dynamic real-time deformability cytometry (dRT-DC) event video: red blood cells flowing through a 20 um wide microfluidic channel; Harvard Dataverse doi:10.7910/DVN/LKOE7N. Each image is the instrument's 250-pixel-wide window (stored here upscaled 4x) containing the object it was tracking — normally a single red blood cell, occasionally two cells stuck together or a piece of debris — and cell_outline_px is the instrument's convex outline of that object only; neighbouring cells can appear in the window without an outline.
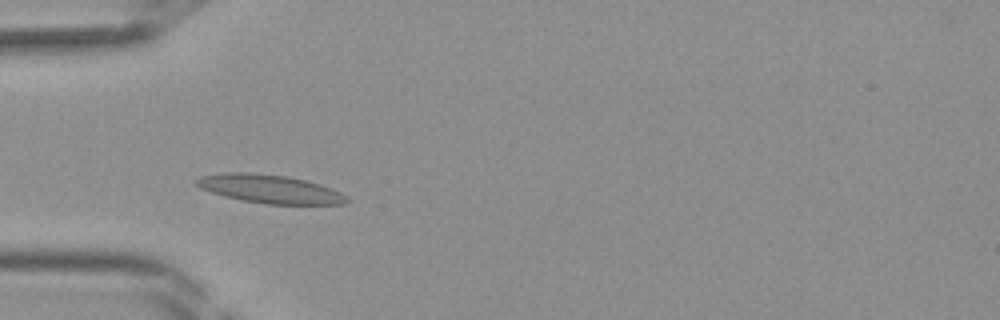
{"species": "Egyptian fruit bat (a non-hibernating species)", "species_latin": "Rousettus aegyptiacus", "temperature_condition": "room temperature", "stored_images_in_passage": 38, "camera_frame_rate_fps": 3000, "um_per_image_px": 0.085, "frame": {"image": 1, "passage_image": 9, "time_ms": 2.667, "image_size_px": [1000, 320], "cell_outline_px": [[348, 200], [344, 204], [264, 204], [240, 200], [224, 196], [200, 188], [196, 184], [196, 180], [200, 176], [224, 172], [248, 172], [288, 176], [308, 180], [320, 184], [340, 192]], "centroid_in_image_um": [22.9, 16.05], "position_along_channel_um": 62.1, "area_um2": 24.91}}
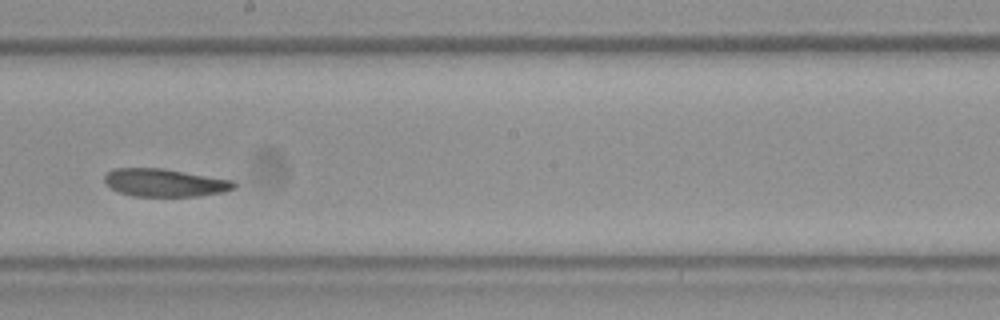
{"frame": {"image": 2, "passage_image": 20, "time_ms": 6.333, "image_size_px": [1000, 320], "cell_outline_px": [[236, 188], [224, 192], [200, 196], [132, 196], [120, 192], [112, 188], [104, 180], [104, 176], [112, 168], [164, 168], [232, 180], [236, 184]], "centroid_in_image_um": [14.03, 15.52], "position_along_channel_um": 234.2, "area_um2": 21.04}}
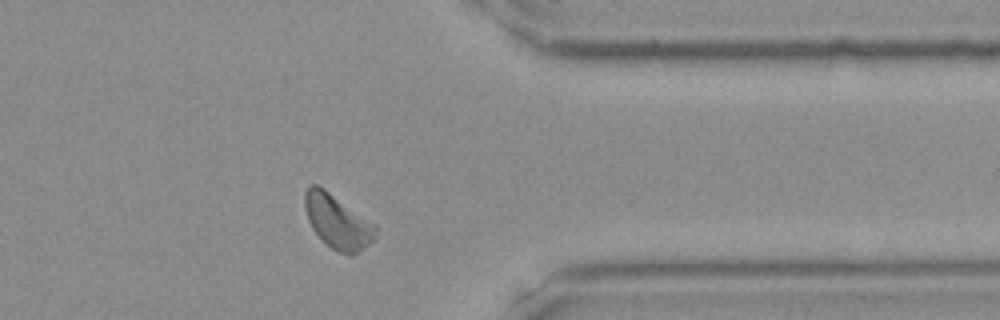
{"frame": {"image": 3, "passage_image": 30, "time_ms": 9.667, "image_size_px": [1000, 320], "cell_outline_px": [[376, 236], [368, 244], [352, 256], [348, 256], [332, 248], [312, 228], [308, 220], [304, 208], [304, 192], [308, 184], [316, 184], [324, 188], [376, 224]], "centroid_in_image_um": [28.67, 18.8], "position_along_channel_um": 382.7, "area_um2": 22.14}}